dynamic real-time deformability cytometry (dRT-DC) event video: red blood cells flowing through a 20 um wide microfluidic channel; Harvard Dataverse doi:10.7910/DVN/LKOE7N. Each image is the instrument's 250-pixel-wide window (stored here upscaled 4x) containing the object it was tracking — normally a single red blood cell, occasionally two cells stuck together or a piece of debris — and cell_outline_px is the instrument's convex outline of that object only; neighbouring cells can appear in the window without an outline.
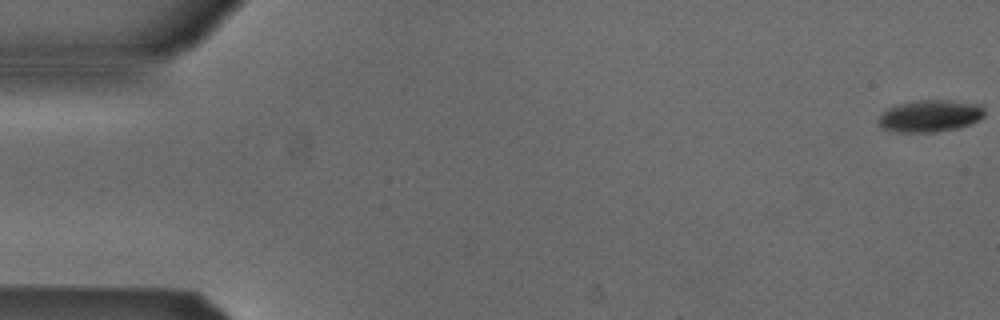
{"species": "Egyptian fruit bat (a non-hibernating species)", "species_latin": "Rousettus aegyptiacus", "temperature_condition": "cold", "stored_images_in_passage": 17, "camera_frame_rate_fps": 3000, "um_per_image_px": 0.085, "animal": {"sex": "male"}, "frame": {"image": 1, "passage_image": 1, "time_ms": 0.0, "image_size_px": [1000, 320], "cell_outline_px": [[984, 116], [960, 128], [936, 132], [896, 132], [880, 128], [876, 124], [876, 120], [880, 112], [888, 108], [900, 104], [916, 100], [952, 100], [984, 104]], "centroid_in_image_um": [79.01, 9.85], "position_along_channel_um": 6.0, "area_um2": 20.23}}
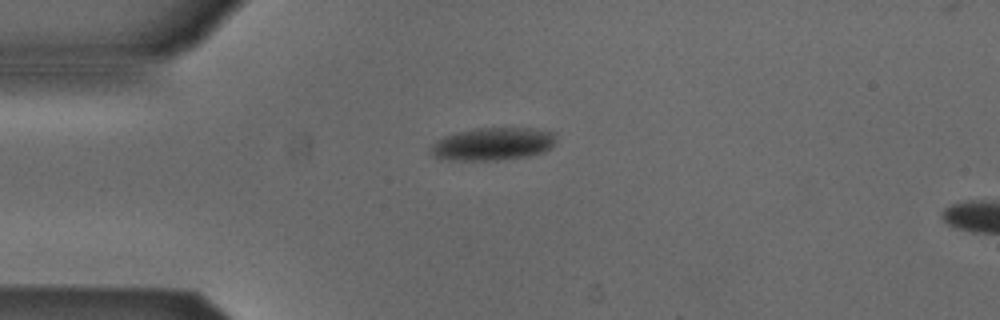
{"frame": {"image": 2, "passage_image": 14, "time_ms": 4.333, "image_size_px": [1000, 320], "cell_outline_px": [[556, 140], [552, 148], [544, 152], [528, 156], [500, 160], [440, 160], [428, 152], [428, 148], [436, 140], [444, 136], [476, 128], [532, 128], [556, 132]], "centroid_in_image_um": [41.89, 12.25], "position_along_channel_um": 43.1, "area_um2": 24.33}}